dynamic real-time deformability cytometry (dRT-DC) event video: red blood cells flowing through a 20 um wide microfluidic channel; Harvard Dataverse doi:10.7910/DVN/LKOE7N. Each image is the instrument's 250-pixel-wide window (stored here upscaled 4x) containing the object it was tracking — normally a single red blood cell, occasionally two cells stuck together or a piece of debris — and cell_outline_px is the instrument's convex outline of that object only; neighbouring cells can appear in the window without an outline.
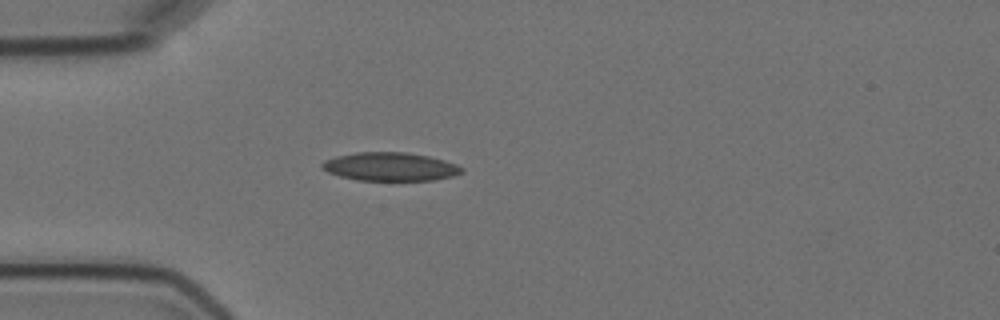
{"species": "Egyptian fruit bat (a non-hibernating species)", "species_latin": "Rousettus aegyptiacus", "temperature_condition": "cold", "stored_images_in_passage": 4, "camera_frame_rate_fps": 3000, "um_per_image_px": 0.085, "animal": {"sex": "female"}, "frame": {"image": 1, "passage_image": 4, "time_ms": 3.333, "image_size_px": [1000, 320], "cell_outline_px": [[464, 172], [452, 176], [432, 180], [356, 180], [340, 176], [328, 172], [320, 168], [320, 164], [324, 160], [336, 156], [356, 152], [404, 152], [428, 156], [444, 160], [456, 164], [464, 168]], "centroid_in_image_um": [33.14, 14.16], "position_along_channel_um": 51.9, "area_um2": 23.18}}